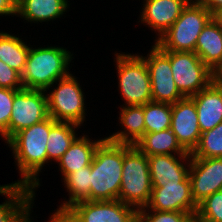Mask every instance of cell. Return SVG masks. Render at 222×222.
<instances>
[{"instance_id":"6da1fadb","label":"cell","mask_w":222,"mask_h":222,"mask_svg":"<svg viewBox=\"0 0 222 222\" xmlns=\"http://www.w3.org/2000/svg\"><path fill=\"white\" fill-rule=\"evenodd\" d=\"M56 122L49 116L40 123L20 130L7 141L22 177L21 180L15 181V184L32 189L40 185L37 176L48 162L46 144L50 129Z\"/></svg>"},{"instance_id":"7a4b0ae2","label":"cell","mask_w":222,"mask_h":222,"mask_svg":"<svg viewBox=\"0 0 222 222\" xmlns=\"http://www.w3.org/2000/svg\"><path fill=\"white\" fill-rule=\"evenodd\" d=\"M122 167L123 144L103 138L91 162L89 201L118 200Z\"/></svg>"},{"instance_id":"3957f363","label":"cell","mask_w":222,"mask_h":222,"mask_svg":"<svg viewBox=\"0 0 222 222\" xmlns=\"http://www.w3.org/2000/svg\"><path fill=\"white\" fill-rule=\"evenodd\" d=\"M72 55L63 47H30L26 65L21 73L23 87L47 92L57 80L70 74L67 70Z\"/></svg>"},{"instance_id":"277c9868","label":"cell","mask_w":222,"mask_h":222,"mask_svg":"<svg viewBox=\"0 0 222 222\" xmlns=\"http://www.w3.org/2000/svg\"><path fill=\"white\" fill-rule=\"evenodd\" d=\"M151 191L148 156L135 145L123 144V167L118 200L139 211L148 204Z\"/></svg>"},{"instance_id":"5b68a950","label":"cell","mask_w":222,"mask_h":222,"mask_svg":"<svg viewBox=\"0 0 222 222\" xmlns=\"http://www.w3.org/2000/svg\"><path fill=\"white\" fill-rule=\"evenodd\" d=\"M212 18L213 14L200 2H189L155 44L164 51L195 52L197 39Z\"/></svg>"},{"instance_id":"8992f818","label":"cell","mask_w":222,"mask_h":222,"mask_svg":"<svg viewBox=\"0 0 222 222\" xmlns=\"http://www.w3.org/2000/svg\"><path fill=\"white\" fill-rule=\"evenodd\" d=\"M115 55L119 90L125 105H145L152 101L150 76L143 56Z\"/></svg>"},{"instance_id":"52a82bcc","label":"cell","mask_w":222,"mask_h":222,"mask_svg":"<svg viewBox=\"0 0 222 222\" xmlns=\"http://www.w3.org/2000/svg\"><path fill=\"white\" fill-rule=\"evenodd\" d=\"M73 74L59 79L58 87L47 94L48 115L55 121L79 126L85 120L84 93Z\"/></svg>"},{"instance_id":"ba28073f","label":"cell","mask_w":222,"mask_h":222,"mask_svg":"<svg viewBox=\"0 0 222 222\" xmlns=\"http://www.w3.org/2000/svg\"><path fill=\"white\" fill-rule=\"evenodd\" d=\"M174 82L184 97H192L213 82V72L195 52L170 51Z\"/></svg>"},{"instance_id":"9c48e42d","label":"cell","mask_w":222,"mask_h":222,"mask_svg":"<svg viewBox=\"0 0 222 222\" xmlns=\"http://www.w3.org/2000/svg\"><path fill=\"white\" fill-rule=\"evenodd\" d=\"M47 95L43 90L20 89L15 93L8 129L1 135L7 142L20 130L47 119Z\"/></svg>"},{"instance_id":"30bf717a","label":"cell","mask_w":222,"mask_h":222,"mask_svg":"<svg viewBox=\"0 0 222 222\" xmlns=\"http://www.w3.org/2000/svg\"><path fill=\"white\" fill-rule=\"evenodd\" d=\"M143 58L149 71L152 101L174 104L185 98L174 82L170 65V51H164L154 44L150 54Z\"/></svg>"},{"instance_id":"8fae6325","label":"cell","mask_w":222,"mask_h":222,"mask_svg":"<svg viewBox=\"0 0 222 222\" xmlns=\"http://www.w3.org/2000/svg\"><path fill=\"white\" fill-rule=\"evenodd\" d=\"M76 222H134L139 212L120 200L81 201L66 211Z\"/></svg>"},{"instance_id":"7c38bea8","label":"cell","mask_w":222,"mask_h":222,"mask_svg":"<svg viewBox=\"0 0 222 222\" xmlns=\"http://www.w3.org/2000/svg\"><path fill=\"white\" fill-rule=\"evenodd\" d=\"M188 177L193 200L198 205L206 197L222 190V157H191Z\"/></svg>"},{"instance_id":"4fadbf2b","label":"cell","mask_w":222,"mask_h":222,"mask_svg":"<svg viewBox=\"0 0 222 222\" xmlns=\"http://www.w3.org/2000/svg\"><path fill=\"white\" fill-rule=\"evenodd\" d=\"M197 207L192 197L190 180L187 177L180 183L152 187L149 202L144 208L156 211L186 212L194 218Z\"/></svg>"},{"instance_id":"5bb4252c","label":"cell","mask_w":222,"mask_h":222,"mask_svg":"<svg viewBox=\"0 0 222 222\" xmlns=\"http://www.w3.org/2000/svg\"><path fill=\"white\" fill-rule=\"evenodd\" d=\"M170 129L180 145L187 152L192 153L199 143L201 130L198 124L197 110L190 97H185L172 104Z\"/></svg>"},{"instance_id":"9a60e30c","label":"cell","mask_w":222,"mask_h":222,"mask_svg":"<svg viewBox=\"0 0 222 222\" xmlns=\"http://www.w3.org/2000/svg\"><path fill=\"white\" fill-rule=\"evenodd\" d=\"M0 194L8 197L6 202L0 204V222H31L30 211L35 198L34 189L11 183L0 185Z\"/></svg>"},{"instance_id":"2e32d148","label":"cell","mask_w":222,"mask_h":222,"mask_svg":"<svg viewBox=\"0 0 222 222\" xmlns=\"http://www.w3.org/2000/svg\"><path fill=\"white\" fill-rule=\"evenodd\" d=\"M178 157L180 160L175 155L148 156L152 187H162L165 184L180 183L188 177L191 154H180ZM182 160L187 161L188 169Z\"/></svg>"},{"instance_id":"e0dca14e","label":"cell","mask_w":222,"mask_h":222,"mask_svg":"<svg viewBox=\"0 0 222 222\" xmlns=\"http://www.w3.org/2000/svg\"><path fill=\"white\" fill-rule=\"evenodd\" d=\"M141 22L162 36L181 15L188 0H145Z\"/></svg>"},{"instance_id":"ac0fdd59","label":"cell","mask_w":222,"mask_h":222,"mask_svg":"<svg viewBox=\"0 0 222 222\" xmlns=\"http://www.w3.org/2000/svg\"><path fill=\"white\" fill-rule=\"evenodd\" d=\"M190 98L197 110L201 133L213 129L222 122V87L212 82Z\"/></svg>"},{"instance_id":"d6986e66","label":"cell","mask_w":222,"mask_h":222,"mask_svg":"<svg viewBox=\"0 0 222 222\" xmlns=\"http://www.w3.org/2000/svg\"><path fill=\"white\" fill-rule=\"evenodd\" d=\"M195 53L212 72L222 63V26L214 17L201 31Z\"/></svg>"},{"instance_id":"ffe728a7","label":"cell","mask_w":222,"mask_h":222,"mask_svg":"<svg viewBox=\"0 0 222 222\" xmlns=\"http://www.w3.org/2000/svg\"><path fill=\"white\" fill-rule=\"evenodd\" d=\"M102 140L93 142L86 135L77 137L69 149L57 161L63 177L65 178L68 174L90 165L95 149Z\"/></svg>"},{"instance_id":"44dd1931","label":"cell","mask_w":222,"mask_h":222,"mask_svg":"<svg viewBox=\"0 0 222 222\" xmlns=\"http://www.w3.org/2000/svg\"><path fill=\"white\" fill-rule=\"evenodd\" d=\"M119 120L125 130L107 138L112 142L135 145L145 133L144 105L123 106Z\"/></svg>"},{"instance_id":"7402d4cb","label":"cell","mask_w":222,"mask_h":222,"mask_svg":"<svg viewBox=\"0 0 222 222\" xmlns=\"http://www.w3.org/2000/svg\"><path fill=\"white\" fill-rule=\"evenodd\" d=\"M135 146L146 156L191 154L178 142L172 130L166 129L160 132L144 133Z\"/></svg>"},{"instance_id":"603a6c76","label":"cell","mask_w":222,"mask_h":222,"mask_svg":"<svg viewBox=\"0 0 222 222\" xmlns=\"http://www.w3.org/2000/svg\"><path fill=\"white\" fill-rule=\"evenodd\" d=\"M67 8L68 0H23L16 14L28 22H44L59 18Z\"/></svg>"},{"instance_id":"cb8c5ba5","label":"cell","mask_w":222,"mask_h":222,"mask_svg":"<svg viewBox=\"0 0 222 222\" xmlns=\"http://www.w3.org/2000/svg\"><path fill=\"white\" fill-rule=\"evenodd\" d=\"M90 173L91 164L83 169L76 170L68 174L64 179V184L69 192V201H64L63 204L56 210L54 214L66 212L74 204L81 201H88L90 195Z\"/></svg>"},{"instance_id":"d4e9b609","label":"cell","mask_w":222,"mask_h":222,"mask_svg":"<svg viewBox=\"0 0 222 222\" xmlns=\"http://www.w3.org/2000/svg\"><path fill=\"white\" fill-rule=\"evenodd\" d=\"M78 127L75 123L61 121L51 127L46 144L48 161L52 159L57 162L64 155L77 138L75 128Z\"/></svg>"},{"instance_id":"484cf974","label":"cell","mask_w":222,"mask_h":222,"mask_svg":"<svg viewBox=\"0 0 222 222\" xmlns=\"http://www.w3.org/2000/svg\"><path fill=\"white\" fill-rule=\"evenodd\" d=\"M30 47L19 37L0 32V60L20 74L26 65Z\"/></svg>"},{"instance_id":"4316f807","label":"cell","mask_w":222,"mask_h":222,"mask_svg":"<svg viewBox=\"0 0 222 222\" xmlns=\"http://www.w3.org/2000/svg\"><path fill=\"white\" fill-rule=\"evenodd\" d=\"M172 104L150 101L144 105L145 133L160 132L171 126Z\"/></svg>"},{"instance_id":"83f0119b","label":"cell","mask_w":222,"mask_h":222,"mask_svg":"<svg viewBox=\"0 0 222 222\" xmlns=\"http://www.w3.org/2000/svg\"><path fill=\"white\" fill-rule=\"evenodd\" d=\"M191 157H222V122L213 129L201 133L199 143L191 153Z\"/></svg>"},{"instance_id":"f1b7e54d","label":"cell","mask_w":222,"mask_h":222,"mask_svg":"<svg viewBox=\"0 0 222 222\" xmlns=\"http://www.w3.org/2000/svg\"><path fill=\"white\" fill-rule=\"evenodd\" d=\"M193 222H222V190L198 204Z\"/></svg>"},{"instance_id":"f546056e","label":"cell","mask_w":222,"mask_h":222,"mask_svg":"<svg viewBox=\"0 0 222 222\" xmlns=\"http://www.w3.org/2000/svg\"><path fill=\"white\" fill-rule=\"evenodd\" d=\"M146 208L139 210V213L148 221V222H193L194 218L186 212H177V211H156L150 210L148 213Z\"/></svg>"},{"instance_id":"4dcf8cb0","label":"cell","mask_w":222,"mask_h":222,"mask_svg":"<svg viewBox=\"0 0 222 222\" xmlns=\"http://www.w3.org/2000/svg\"><path fill=\"white\" fill-rule=\"evenodd\" d=\"M18 90L0 88V136L8 129L14 96Z\"/></svg>"},{"instance_id":"1f68e13d","label":"cell","mask_w":222,"mask_h":222,"mask_svg":"<svg viewBox=\"0 0 222 222\" xmlns=\"http://www.w3.org/2000/svg\"><path fill=\"white\" fill-rule=\"evenodd\" d=\"M0 88L23 89L21 74L0 60Z\"/></svg>"},{"instance_id":"d6a6232c","label":"cell","mask_w":222,"mask_h":222,"mask_svg":"<svg viewBox=\"0 0 222 222\" xmlns=\"http://www.w3.org/2000/svg\"><path fill=\"white\" fill-rule=\"evenodd\" d=\"M0 15H17L16 8L9 0H0Z\"/></svg>"},{"instance_id":"836d02e7","label":"cell","mask_w":222,"mask_h":222,"mask_svg":"<svg viewBox=\"0 0 222 222\" xmlns=\"http://www.w3.org/2000/svg\"><path fill=\"white\" fill-rule=\"evenodd\" d=\"M199 2L213 15L222 8V0H200Z\"/></svg>"},{"instance_id":"e575fe53","label":"cell","mask_w":222,"mask_h":222,"mask_svg":"<svg viewBox=\"0 0 222 222\" xmlns=\"http://www.w3.org/2000/svg\"><path fill=\"white\" fill-rule=\"evenodd\" d=\"M48 222H76L67 212L53 214Z\"/></svg>"},{"instance_id":"d590c367","label":"cell","mask_w":222,"mask_h":222,"mask_svg":"<svg viewBox=\"0 0 222 222\" xmlns=\"http://www.w3.org/2000/svg\"><path fill=\"white\" fill-rule=\"evenodd\" d=\"M213 82L222 87V63L213 71Z\"/></svg>"},{"instance_id":"8d00e7d4","label":"cell","mask_w":222,"mask_h":222,"mask_svg":"<svg viewBox=\"0 0 222 222\" xmlns=\"http://www.w3.org/2000/svg\"><path fill=\"white\" fill-rule=\"evenodd\" d=\"M213 17L216 19V21L222 26V8L218 10Z\"/></svg>"},{"instance_id":"74e56055","label":"cell","mask_w":222,"mask_h":222,"mask_svg":"<svg viewBox=\"0 0 222 222\" xmlns=\"http://www.w3.org/2000/svg\"><path fill=\"white\" fill-rule=\"evenodd\" d=\"M134 222H148V221L138 212Z\"/></svg>"},{"instance_id":"f35d334b","label":"cell","mask_w":222,"mask_h":222,"mask_svg":"<svg viewBox=\"0 0 222 222\" xmlns=\"http://www.w3.org/2000/svg\"><path fill=\"white\" fill-rule=\"evenodd\" d=\"M9 1L12 3V5L15 8H17L22 3L23 0H9Z\"/></svg>"},{"instance_id":"ab89813d","label":"cell","mask_w":222,"mask_h":222,"mask_svg":"<svg viewBox=\"0 0 222 222\" xmlns=\"http://www.w3.org/2000/svg\"><path fill=\"white\" fill-rule=\"evenodd\" d=\"M188 1H189V2H191V1L193 2V0H188ZM199 1H200V0H195V2H199Z\"/></svg>"}]
</instances>
